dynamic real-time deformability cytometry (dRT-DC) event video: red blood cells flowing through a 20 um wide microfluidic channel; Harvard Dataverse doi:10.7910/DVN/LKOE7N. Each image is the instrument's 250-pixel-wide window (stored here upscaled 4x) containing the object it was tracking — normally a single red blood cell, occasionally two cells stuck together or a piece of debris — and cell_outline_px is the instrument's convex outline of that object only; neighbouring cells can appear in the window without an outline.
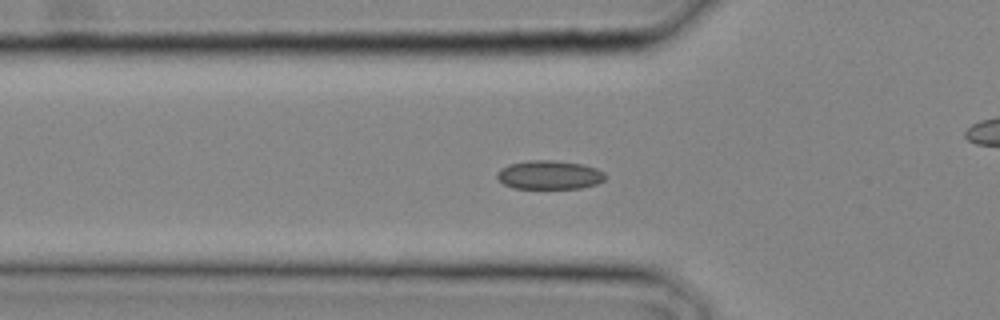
{"species": "common noctule bat (a hibernating species)", "species_latin": "Nyctalus noctula", "temperature_condition": "cold", "stored_images_in_passage": 22, "camera_frame_rate_fps": 3000, "um_per_image_px": 0.085, "animal": {"sex": "male", "body_mass_g": 20.4}, "frame": {"image": 1, "passage_image": 7, "time_ms": 2.0, "image_size_px": [1000, 320], "cell_outline_px": [[604, 180], [596, 184], [580, 188], [512, 188], [504, 184], [496, 176], [496, 172], [500, 168], [508, 164], [528, 160], [552, 160], [584, 164], [596, 168], [604, 172]], "centroid_in_image_um": [46.67, 14.86], "position_along_channel_um": 79.1, "area_um2": 18.21}}
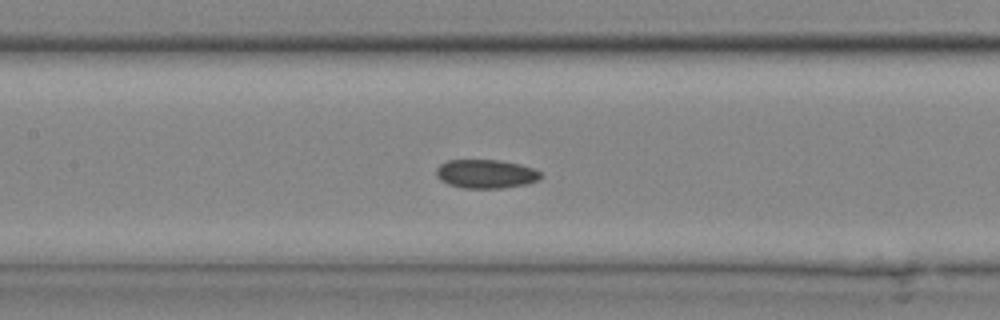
{"frame": {"image": 2, "passage_image": 11, "time_ms": 3.333, "image_size_px": [1000, 320], "cell_outline_px": [[544, 176], [540, 180], [528, 184], [500, 188], [464, 188], [448, 184], [440, 180], [436, 176], [436, 168], [440, 164], [448, 160], [500, 160], [520, 164], [532, 168], [540, 172]], "centroid_in_image_um": [41.32, 14.78], "position_along_channel_um": 166.1, "area_um2": 17.69}}
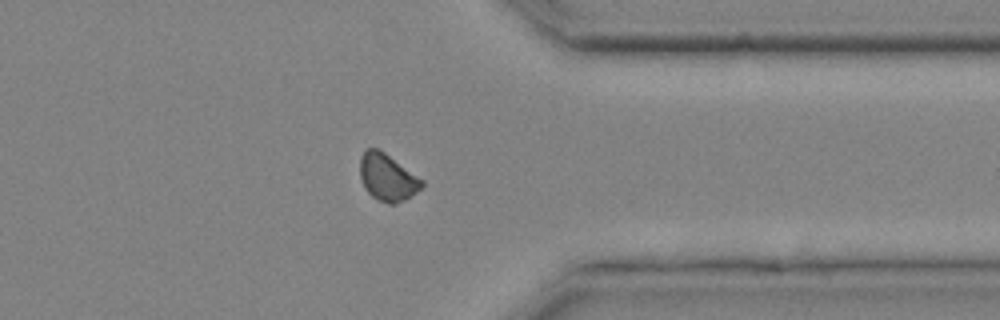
{"frame": {"image": 3, "passage_image": 21, "time_ms": 6.667, "image_size_px": [1000, 320], "cell_outline_px": [[424, 184], [416, 192], [404, 200], [396, 204], [388, 204], [376, 200], [364, 188], [360, 176], [360, 156], [364, 148], [376, 148], [384, 152], [424, 180]], "centroid_in_image_um": [32.9, 15.07], "position_along_channel_um": 378.5, "area_um2": 17.05}}